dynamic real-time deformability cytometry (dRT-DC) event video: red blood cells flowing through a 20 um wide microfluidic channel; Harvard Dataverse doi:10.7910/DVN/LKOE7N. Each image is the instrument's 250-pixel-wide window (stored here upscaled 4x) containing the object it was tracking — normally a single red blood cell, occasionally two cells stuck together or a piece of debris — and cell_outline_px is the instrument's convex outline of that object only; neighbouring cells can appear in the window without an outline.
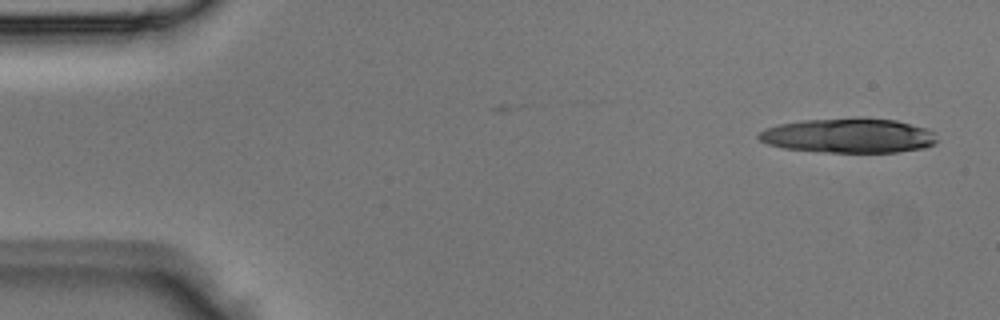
{"species": "Egyptian fruit bat (a non-hibernating species)", "species_latin": "Rousettus aegyptiacus", "temperature_condition": "room temperature", "stored_images_in_passage": 3, "camera_frame_rate_fps": 3000, "um_per_image_px": 0.085, "animal": {"sex": "male"}, "frame": {"image": 1, "passage_image": 1, "time_ms": 0.0, "image_size_px": [1000, 320], "cell_outline_px": [[936, 144], [924, 148], [896, 152], [828, 152], [784, 148], [768, 144], [760, 140], [756, 136], [764, 128], [780, 124], [800, 120], [856, 116], [864, 116], [896, 120], [928, 128], [936, 132]], "centroid_in_image_um": [72.17, 11.49], "position_along_channel_um": 12.8, "area_um2": 36.7}}